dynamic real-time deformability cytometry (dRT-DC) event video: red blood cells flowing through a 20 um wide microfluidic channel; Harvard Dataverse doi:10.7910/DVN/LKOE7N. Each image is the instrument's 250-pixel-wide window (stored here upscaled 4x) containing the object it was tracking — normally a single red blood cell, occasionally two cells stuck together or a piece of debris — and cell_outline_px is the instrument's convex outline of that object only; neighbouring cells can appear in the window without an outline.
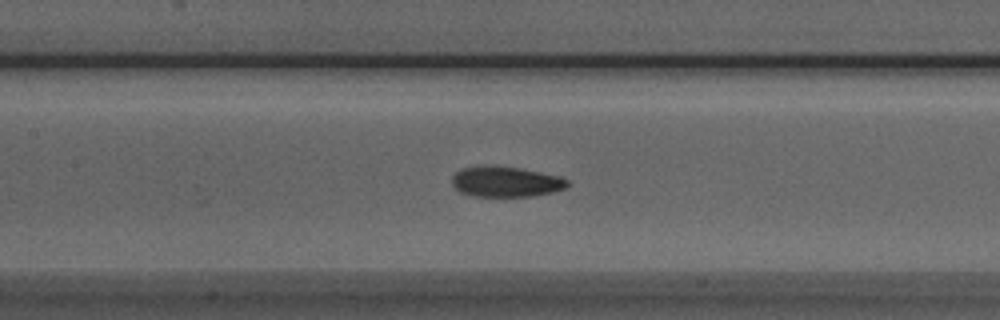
{"species": "Egyptian fruit bat (a non-hibernating species)", "species_latin": "Rousettus aegyptiacus", "temperature_condition": "room temperature", "stored_images_in_passage": 41, "camera_frame_rate_fps": 3000, "um_per_image_px": 0.085, "animal": {"sex": "male"}, "frame": {"image": 1, "passage_image": 16, "time_ms": 5.0, "image_size_px": [1000, 320], "cell_outline_px": [[568, 184], [564, 188], [552, 192], [532, 196], [472, 196], [460, 192], [452, 184], [452, 176], [456, 172], [464, 168], [484, 164], [520, 168], [560, 176], [568, 180]], "centroid_in_image_um": [42.96, 15.43], "position_along_channel_um": 164.4, "area_um2": 20.52}}
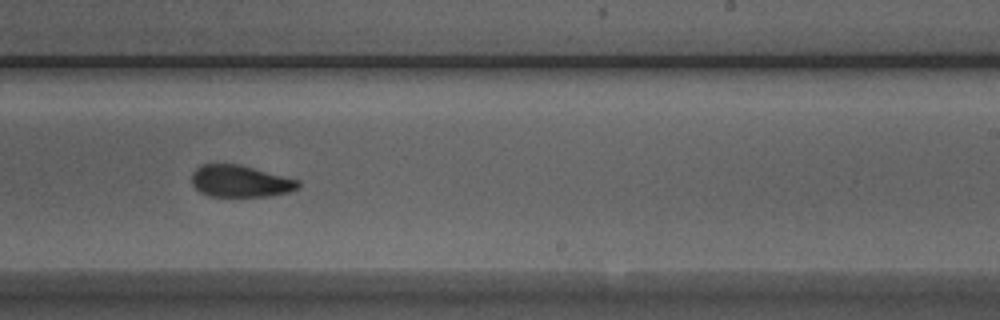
{"frame": {"image": 2, "passage_image": 24, "time_ms": 7.667, "image_size_px": [1000, 320], "cell_outline_px": [[300, 184], [296, 188], [288, 192], [272, 196], [208, 196], [200, 192], [192, 184], [192, 172], [200, 164], [240, 164], [300, 180]], "centroid_in_image_um": [20.41, 15.39], "position_along_channel_um": 268.6, "area_um2": 19.83}}
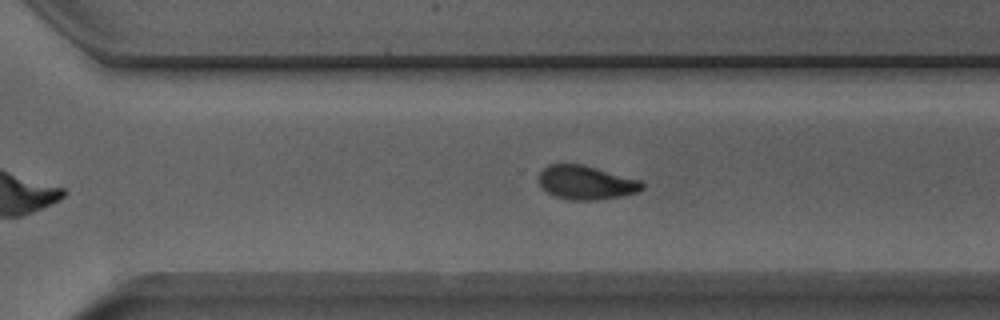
{"frame": {"image": 3, "passage_image": 28, "time_ms": 9.0, "image_size_px": [1000, 320], "cell_outline_px": [[644, 188], [636, 192], [620, 196], [596, 200], [568, 200], [552, 196], [540, 184], [540, 172], [548, 164], [580, 164], [640, 180], [644, 184]], "centroid_in_image_um": [49.8, 15.53], "position_along_channel_um": 320.8, "area_um2": 20.11}, "authors_computed_cell_mechanics": {"area_um2": 20.5768, "velocity_mm_per_s": 3.9262, "shape_relaxation_time_tau1_ms": 8.5771, "shape_relaxation_time_tau2_ms": 2.4194, "deformation_change_tau1": 0.2054, "deformation_change_tau2": 0.0873}}